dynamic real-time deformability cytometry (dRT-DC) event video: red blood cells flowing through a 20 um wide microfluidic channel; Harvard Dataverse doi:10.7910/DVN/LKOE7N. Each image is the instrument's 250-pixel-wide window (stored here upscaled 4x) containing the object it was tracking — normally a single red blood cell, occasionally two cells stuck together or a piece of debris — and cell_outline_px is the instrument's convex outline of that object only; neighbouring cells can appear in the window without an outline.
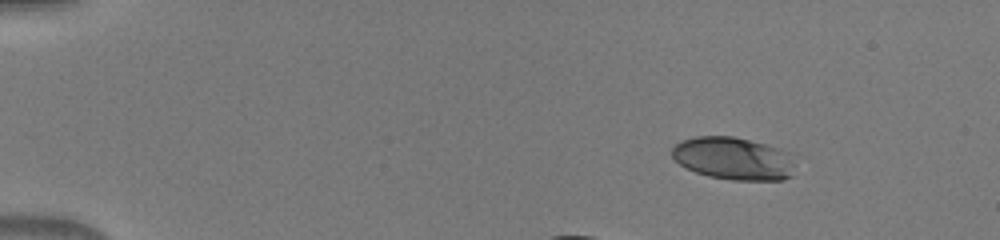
{"species": "human", "species_latin": "Homo sapiens", "temperature_condition": "warm", "stored_images_in_passage": 43, "camera_frame_rate_fps": 3000, "um_per_image_px": 0.085, "donor": {"sex": "male"}, "frame": {"image": 1, "passage_image": 7, "time_ms": 2.0, "image_size_px": [1000, 240], "cell_outline_px": [[792, 176], [784, 180], [732, 180], [708, 176], [696, 172], [680, 164], [672, 156], [672, 148], [676, 144], [684, 140], [696, 136], [732, 136], [780, 148], [788, 152], [792, 164]], "centroid_in_image_um": [62.33, 13.48], "position_along_channel_um": 22.7, "area_um2": 30.29}}